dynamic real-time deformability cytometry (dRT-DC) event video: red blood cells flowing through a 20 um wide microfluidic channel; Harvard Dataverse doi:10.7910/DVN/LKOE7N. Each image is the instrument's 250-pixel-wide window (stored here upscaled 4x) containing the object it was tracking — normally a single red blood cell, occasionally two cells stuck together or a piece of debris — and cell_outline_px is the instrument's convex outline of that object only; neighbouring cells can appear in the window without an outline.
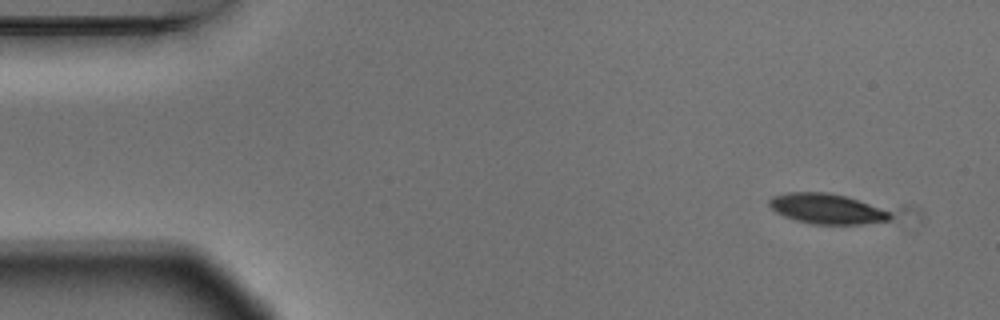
{"species": "Egyptian fruit bat (a non-hibernating species)", "species_latin": "Rousettus aegyptiacus", "temperature_condition": "warm", "stored_images_in_passage": 4, "camera_frame_rate_fps": 3000, "um_per_image_px": 0.085, "animal": {"sex": "male"}, "frame": {"image": 1, "passage_image": 1, "time_ms": 0.0, "image_size_px": [1000, 320], "cell_outline_px": [[892, 216], [888, 220], [860, 224], [812, 224], [796, 220], [784, 216], [776, 212], [768, 204], [768, 200], [772, 196], [788, 192], [828, 192], [844, 196], [868, 204], [888, 212]], "centroid_in_image_um": [70.19, 17.74], "position_along_channel_um": 14.8, "area_um2": 20.87}}
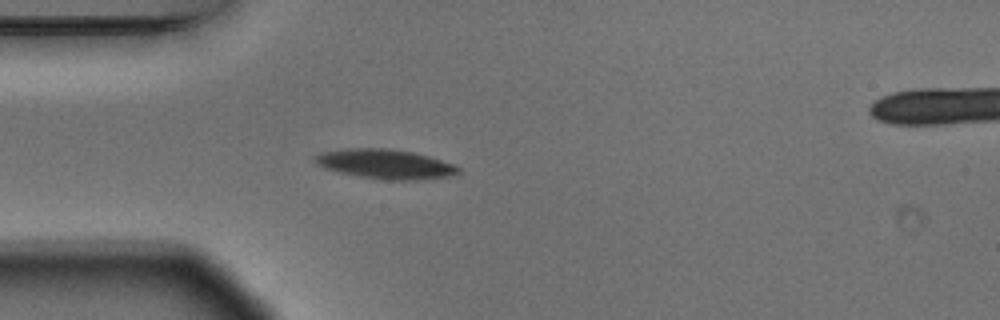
{"frame": {"image": 2, "passage_image": 4, "time_ms": 1.0, "image_size_px": [1000, 320], "cell_outline_px": [[460, 172], [452, 176], [416, 180], [384, 180], [360, 176], [340, 172], [324, 168], [316, 164], [312, 160], [312, 156], [320, 152], [344, 148], [388, 148], [412, 152], [428, 156], [456, 164], [460, 168]], "centroid_in_image_um": [32.73, 13.94], "position_along_channel_um": 52.3, "area_um2": 24.97}}